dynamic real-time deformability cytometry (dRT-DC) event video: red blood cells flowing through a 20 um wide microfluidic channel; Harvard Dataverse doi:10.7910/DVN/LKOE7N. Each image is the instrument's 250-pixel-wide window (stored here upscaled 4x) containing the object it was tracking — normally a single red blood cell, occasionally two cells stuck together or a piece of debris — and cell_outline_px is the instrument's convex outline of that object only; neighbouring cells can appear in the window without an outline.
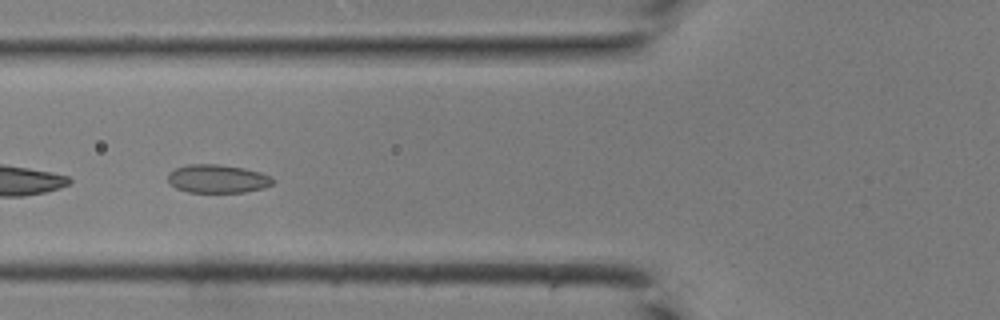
{"species": "common noctule bat (a hibernating species)", "species_latin": "Nyctalus noctula", "temperature_condition": "room temperature", "stored_images_in_passage": 34, "camera_frame_rate_fps": 3000, "um_per_image_px": 0.085, "animal": {"sex": "male", "body_mass_g": 19.0, "forearm_length_mm": 50.8}, "frame": {"image": 1, "passage_image": 15, "time_ms": 4.667, "image_size_px": [1000, 320], "cell_outline_px": [[276, 180], [272, 184], [264, 188], [244, 192], [188, 192], [176, 188], [168, 184], [168, 172], [176, 168], [188, 164], [216, 164], [244, 168], [260, 172], [272, 176]], "centroid_in_image_um": [18.49, 15.19], "position_along_channel_um": 107.3, "area_um2": 17.51}}
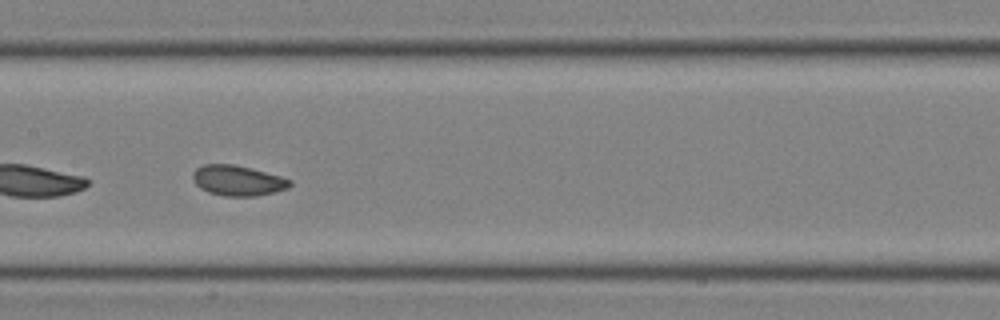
{"frame": {"image": 2, "passage_image": 20, "time_ms": 6.333, "image_size_px": [1000, 320], "cell_outline_px": [[292, 184], [288, 188], [256, 196], [224, 196], [208, 192], [200, 188], [196, 184], [192, 176], [192, 172], [196, 168], [204, 164], [232, 164], [280, 176], [292, 180]], "centroid_in_image_um": [20.18, 15.35], "position_along_channel_um": 187.2, "area_um2": 16.99}}